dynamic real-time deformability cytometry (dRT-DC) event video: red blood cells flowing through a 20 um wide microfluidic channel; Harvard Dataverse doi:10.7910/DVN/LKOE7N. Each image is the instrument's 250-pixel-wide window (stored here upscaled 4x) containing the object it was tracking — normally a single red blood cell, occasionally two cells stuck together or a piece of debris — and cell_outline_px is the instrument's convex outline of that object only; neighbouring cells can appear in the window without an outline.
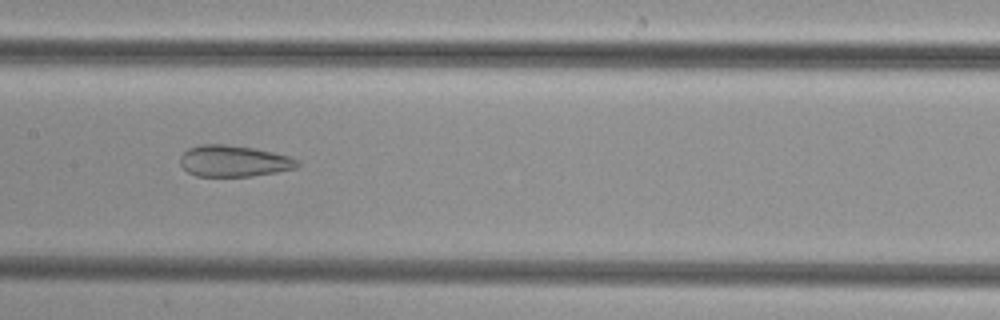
{"species": "common noctule bat (a hibernating species)", "species_latin": "Nyctalus noctula", "temperature_condition": "cold", "stored_images_in_passage": 50, "camera_frame_rate_fps": 3000, "um_per_image_px": 0.085, "animal": {"sex": "female", "body_mass_g": 29.2, "forearm_length_mm": 56.3}, "frame": {"image": 1, "passage_image": 25, "time_ms": 8.0, "image_size_px": [1000, 320], "cell_outline_px": [[300, 164], [296, 168], [276, 172], [252, 176], [196, 176], [188, 172], [180, 164], [180, 156], [188, 148], [200, 144], [224, 144], [256, 148], [288, 156], [300, 160]], "centroid_in_image_um": [19.87, 13.68], "position_along_channel_um": 187.5, "area_um2": 21.5}}
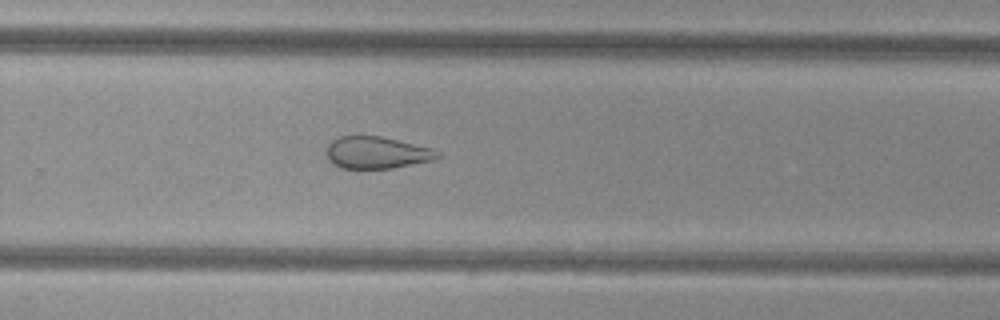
{"frame": {"image": 2, "passage_image": 33, "time_ms": 10.667, "image_size_px": [1000, 320], "cell_outline_px": [[440, 156], [432, 160], [392, 168], [340, 168], [332, 164], [328, 160], [328, 144], [332, 140], [340, 136], [380, 136], [432, 148], [440, 152]], "centroid_in_image_um": [32.01, 12.97], "position_along_channel_um": 297.8, "area_um2": 20.52}}
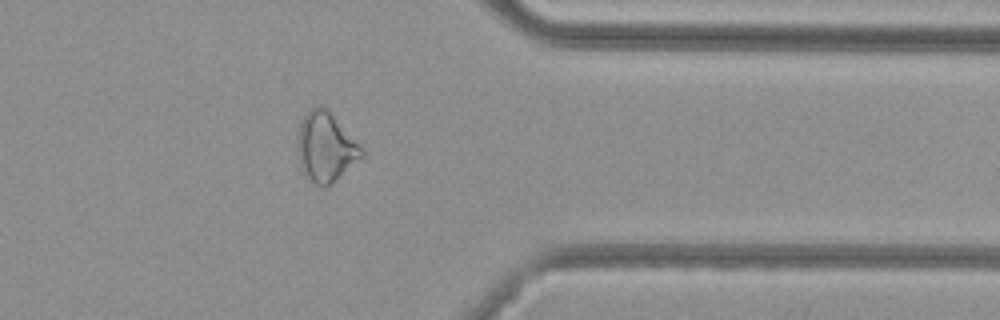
{"frame": {"image": 3, "passage_image": 40, "time_ms": 13.0, "image_size_px": [1000, 320], "cell_outline_px": [[364, 156], [324, 188], [320, 188], [308, 180], [304, 176], [296, 144], [296, 140], [300, 124], [304, 116], [312, 108], [320, 104], [364, 148]], "centroid_in_image_um": [27.66, 12.54], "position_along_channel_um": 383.7, "area_um2": 25.55}}